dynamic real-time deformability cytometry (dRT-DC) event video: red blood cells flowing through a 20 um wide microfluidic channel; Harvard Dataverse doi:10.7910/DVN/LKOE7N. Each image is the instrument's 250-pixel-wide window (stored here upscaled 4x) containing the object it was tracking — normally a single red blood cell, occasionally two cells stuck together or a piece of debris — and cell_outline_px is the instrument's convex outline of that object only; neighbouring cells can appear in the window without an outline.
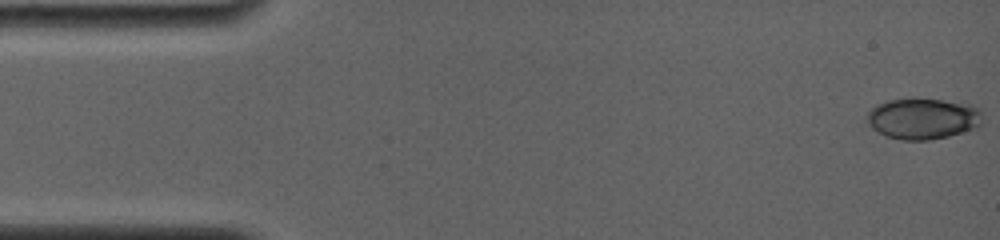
{"species": "common noctule bat (a hibernating species)", "species_latin": "Nyctalus noctula", "temperature_condition": "room temperature", "stored_images_in_passage": 25, "camera_frame_rate_fps": 4000, "um_per_image_px": 0.085, "animal": {"sex": "female", "body_mass_g": 19.0, "forearm_length_mm": 56.7}, "frame": {"image": 1, "passage_image": 1, "time_ms": 0.0, "image_size_px": [1000, 240], "cell_outline_px": [[980, 124], [976, 128], [948, 136], [928, 140], [900, 140], [888, 136], [872, 128], [868, 124], [864, 116], [876, 104], [888, 100], [912, 96], [916, 96], [972, 104], [980, 108]], "centroid_in_image_um": [78.41, 10.04], "position_along_channel_um": 6.6, "area_um2": 28.21}}
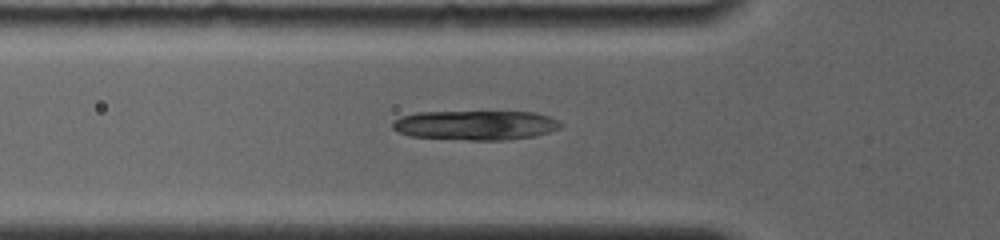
{"frame": {"image": 2, "passage_image": 15, "time_ms": 5.25, "image_size_px": [1000, 240], "cell_outline_px": [[564, 124], [560, 128], [536, 136], [504, 140], [468, 140], [408, 136], [392, 128], [392, 120], [400, 116], [416, 112], [536, 112], [560, 120]], "centroid_in_image_um": [40.43, 10.64], "position_along_channel_um": 85.4, "area_um2": 29.19}}
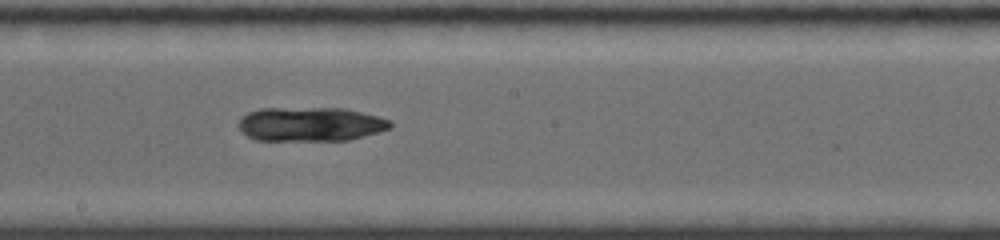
{"frame": {"image": 3, "passage_image": 25, "time_ms": 8.75, "image_size_px": [1000, 240], "cell_outline_px": [[392, 128], [364, 136], [348, 140], [256, 140], [248, 136], [236, 124], [248, 112], [260, 108], [344, 108], [392, 120]], "centroid_in_image_um": [26.4, 10.55], "position_along_channel_um": 221.8, "area_um2": 30.11}}